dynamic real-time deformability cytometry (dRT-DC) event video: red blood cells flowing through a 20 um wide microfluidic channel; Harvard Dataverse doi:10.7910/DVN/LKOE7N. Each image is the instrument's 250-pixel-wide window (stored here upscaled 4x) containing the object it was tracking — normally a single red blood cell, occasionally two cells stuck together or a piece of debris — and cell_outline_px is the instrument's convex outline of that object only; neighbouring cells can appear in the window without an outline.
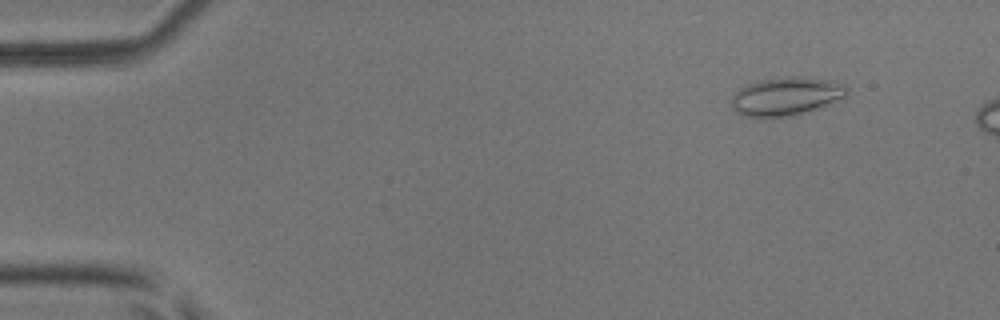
{"species": "common noctule bat (a hibernating species)", "species_latin": "Nyctalus noctula", "temperature_condition": "room temperature", "stored_images_in_passage": 12, "camera_frame_rate_fps": 3000, "um_per_image_px": 0.085, "animal": {"sex": "male", "body_mass_g": 17.9, "forearm_length_mm": 54.2}, "frame": {"image": 1, "passage_image": 6, "time_ms": 1.667, "image_size_px": [1000, 320], "cell_outline_px": [[848, 96], [816, 108], [792, 116], [768, 120], [748, 116], [736, 112], [732, 108], [728, 100], [740, 88], [748, 84], [760, 80], [784, 76], [808, 76], [836, 80], [844, 84], [848, 88]], "centroid_in_image_um": [66.81, 8.19], "position_along_channel_um": 18.2, "area_um2": 26.65}}